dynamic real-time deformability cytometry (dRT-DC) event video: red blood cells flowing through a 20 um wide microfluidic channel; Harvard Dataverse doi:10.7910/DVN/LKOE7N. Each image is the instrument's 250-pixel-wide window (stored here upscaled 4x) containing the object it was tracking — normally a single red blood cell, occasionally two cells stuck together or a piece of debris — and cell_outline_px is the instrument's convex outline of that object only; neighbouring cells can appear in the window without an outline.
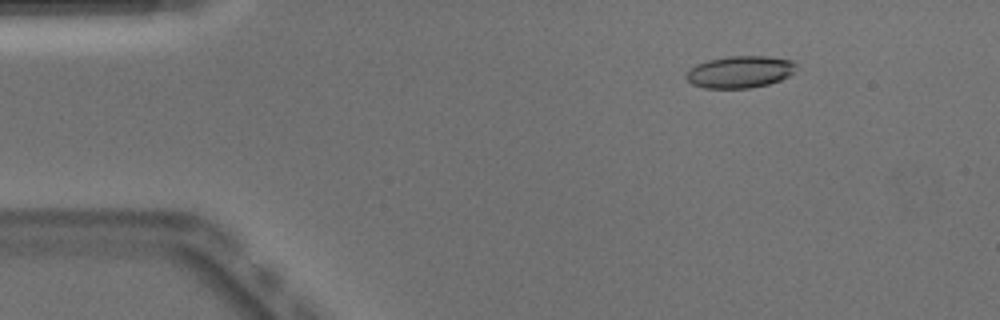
{"species": "Egyptian fruit bat (a non-hibernating species)", "species_latin": "Rousettus aegyptiacus", "temperature_condition": "warm", "stored_images_in_passage": 49, "camera_frame_rate_fps": 3000, "um_per_image_px": 0.085, "animal": {"sex": "male"}, "frame": {"image": 1, "passage_image": 5, "time_ms": 1.333, "image_size_px": [1000, 320], "cell_outline_px": [[796, 64], [792, 72], [788, 76], [780, 80], [768, 84], [748, 88], [704, 88], [692, 84], [684, 76], [696, 64], [708, 60], [728, 56], [768, 56], [792, 60]], "centroid_in_image_um": [62.88, 6.11], "position_along_channel_um": 22.1, "area_um2": 20.35}}
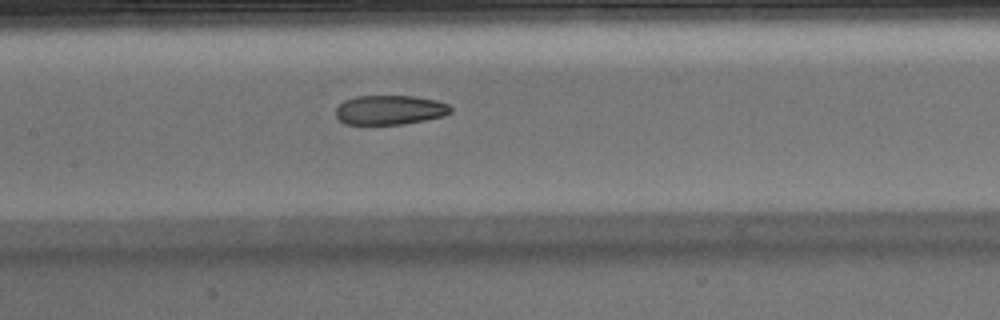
{"frame": {"image": 2, "passage_image": 22, "time_ms": 7.0, "image_size_px": [1000, 320], "cell_outline_px": [[452, 112], [444, 116], [424, 120], [400, 124], [344, 124], [336, 116], [336, 108], [344, 100], [356, 96], [412, 96], [436, 100], [448, 104], [452, 108]], "centroid_in_image_um": [33.14, 9.34], "position_along_channel_um": 174.3, "area_um2": 19.65}}
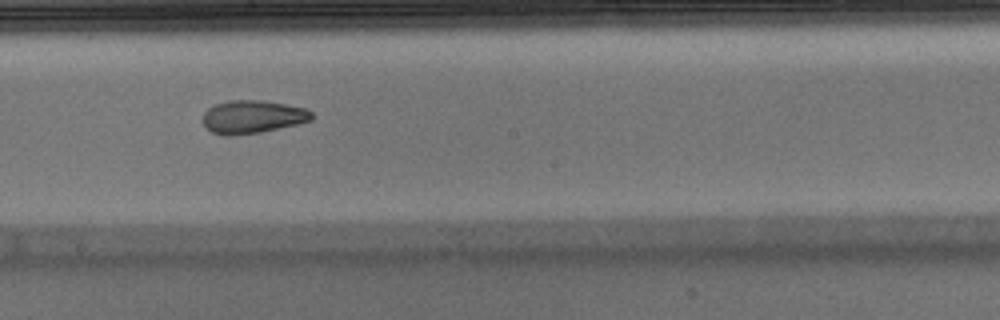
{"frame": {"image": 3, "passage_image": 26, "time_ms": 8.333, "image_size_px": [1000, 320], "cell_outline_px": [[316, 116], [312, 120], [296, 124], [260, 132], [228, 136], [224, 136], [212, 132], [204, 124], [204, 112], [208, 108], [216, 104], [232, 100], [260, 100], [308, 108]], "centroid_in_image_um": [21.5, 9.93], "position_along_channel_um": 226.7, "area_um2": 20.87}, "authors_computed_cell_mechanics": {"area_um2": 20.9236, "velocity_mm_per_s": 3.9431, "shape_relaxation_time_tau1_ms": null, "shape_relaxation_time_tau2_ms": 3.2234, "deformation_change_tau1": null, "deformation_change_tau2": 0.1032}}